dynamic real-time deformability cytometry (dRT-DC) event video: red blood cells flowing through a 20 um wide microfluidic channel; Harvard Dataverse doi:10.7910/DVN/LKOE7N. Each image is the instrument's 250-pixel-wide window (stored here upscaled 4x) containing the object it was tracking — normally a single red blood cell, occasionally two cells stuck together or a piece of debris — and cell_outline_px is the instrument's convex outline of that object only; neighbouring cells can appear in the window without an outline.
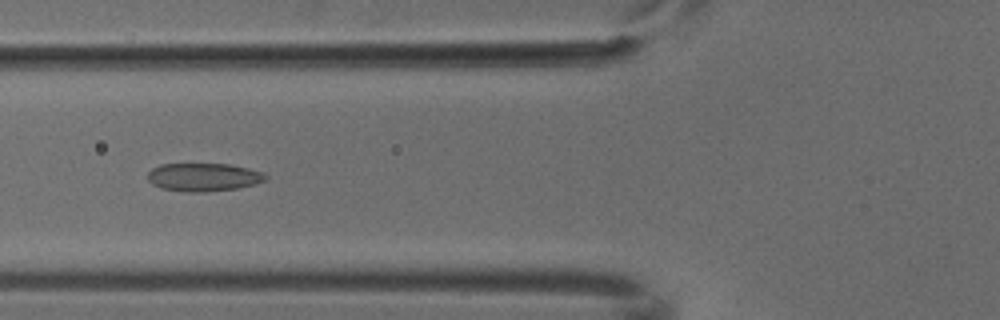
{"species": "common noctule bat (a hibernating species)", "species_latin": "Nyctalus noctula", "temperature_condition": "cold", "stored_images_in_passage": 6, "camera_frame_rate_fps": 3000, "um_per_image_px": 0.085, "animal": {"sex": "male", "body_mass_g": 18.8}, "frame": {"image": 1, "passage_image": 6, "time_ms": 1.667, "image_size_px": [1000, 320], "cell_outline_px": [[268, 176], [264, 180], [256, 184], [236, 188], [208, 192], [184, 192], [160, 188], [152, 184], [148, 180], [148, 172], [152, 168], [160, 164], [232, 164], [264, 172]], "centroid_in_image_um": [17.29, 15.06], "position_along_channel_um": 108.5, "area_um2": 19.54}}